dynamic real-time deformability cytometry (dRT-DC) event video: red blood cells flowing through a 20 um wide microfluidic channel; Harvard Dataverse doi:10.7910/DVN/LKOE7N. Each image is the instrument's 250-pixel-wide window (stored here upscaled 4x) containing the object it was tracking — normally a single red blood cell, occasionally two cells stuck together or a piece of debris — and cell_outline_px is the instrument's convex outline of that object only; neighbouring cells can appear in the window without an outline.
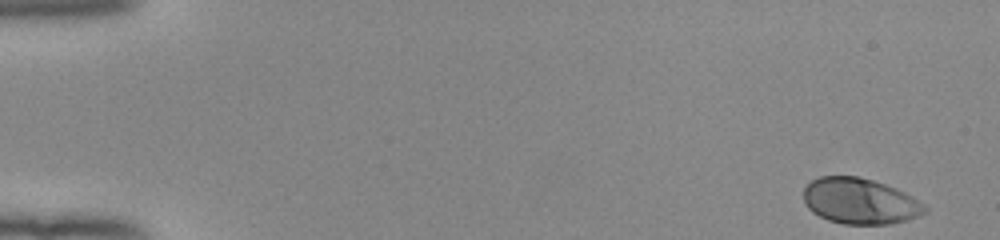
{"species": "human", "species_latin": "Homo sapiens", "temperature_condition": "room temperature", "stored_images_in_passage": 51, "camera_frame_rate_fps": 3000, "um_per_image_px": 0.085, "donor": {"sex": "female"}, "frame": {"image": 1, "passage_image": 1, "time_ms": 0.0, "image_size_px": [1000, 240], "cell_outline_px": [[928, 212], [908, 220], [892, 224], [844, 224], [828, 220], [812, 212], [804, 204], [804, 188], [812, 180], [820, 176], [860, 176], [896, 188], [912, 196], [924, 204], [928, 208]], "centroid_in_image_um": [73.11, 17.1], "position_along_channel_um": 11.9, "area_um2": 32.6}}
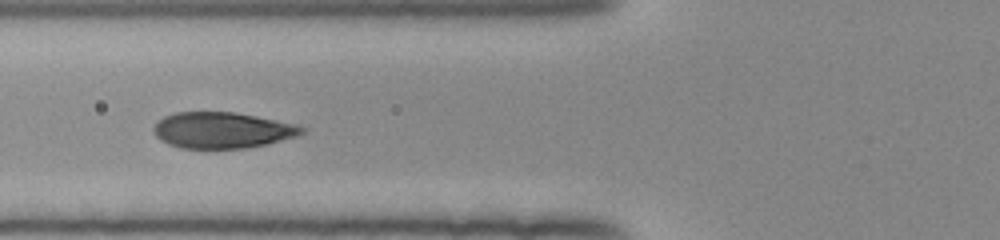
{"frame": {"image": 2, "passage_image": 20, "time_ms": 6.333, "image_size_px": [1000, 240], "cell_outline_px": [[308, 128], [304, 132], [296, 136], [268, 144], [244, 148], [180, 148], [168, 144], [160, 140], [152, 132], [152, 128], [156, 120], [164, 116], [176, 112], [236, 112], [296, 124]], "centroid_in_image_um": [18.86, 11.06], "position_along_channel_um": 106.9, "area_um2": 31.39}}
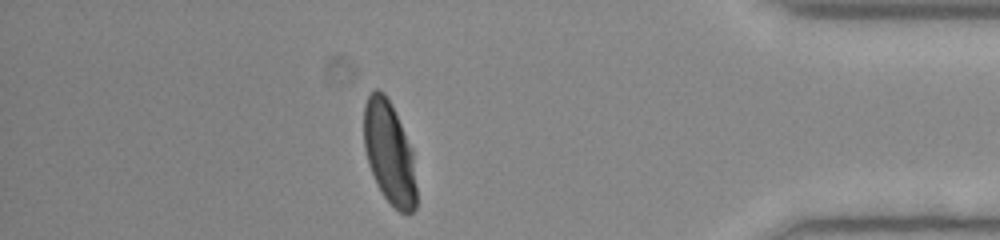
{"frame": {"image": 3, "passage_image": 45, "time_ms": 14.667, "image_size_px": [1000, 240], "cell_outline_px": [[416, 208], [412, 212], [400, 212], [384, 196], [376, 184], [368, 164], [364, 148], [364, 104], [372, 88], [380, 88], [384, 92], [392, 104], [412, 148], [416, 188]], "centroid_in_image_um": [33.07, 12.93], "position_along_channel_um": 402.1, "area_um2": 31.62}, "authors_computed_cell_mechanics": {"area_um2": 32.368, "velocity_mm_per_s": 3.9515, "shape_relaxation_time_tau1_ms": 2.5668, "shape_relaxation_time_tau2_ms": null, "deformation_change_tau1": 0.1606, "deformation_change_tau2": null}}